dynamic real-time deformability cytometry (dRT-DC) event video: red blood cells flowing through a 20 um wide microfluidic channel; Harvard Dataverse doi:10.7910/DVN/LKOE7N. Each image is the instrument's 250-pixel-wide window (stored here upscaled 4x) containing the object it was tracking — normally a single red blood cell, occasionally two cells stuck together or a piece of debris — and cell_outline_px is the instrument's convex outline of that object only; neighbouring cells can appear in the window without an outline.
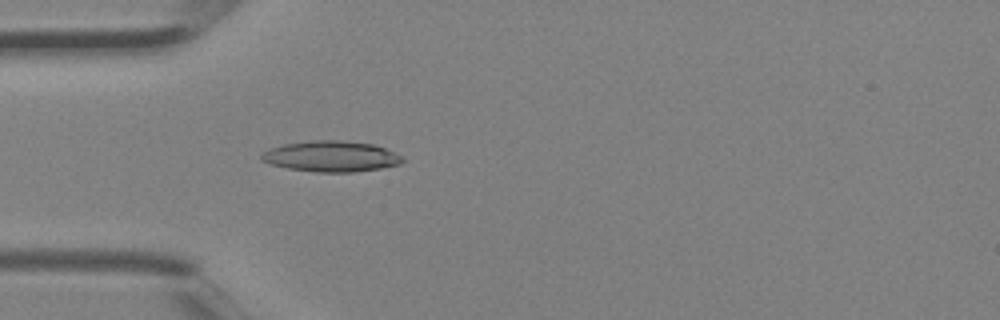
{"species": "Egyptian fruit bat (a non-hibernating species)", "species_latin": "Rousettus aegyptiacus", "temperature_condition": "room temperature", "stored_images_in_passage": 3, "camera_frame_rate_fps": 3000, "um_per_image_px": 0.085, "animal": {"sex": "female"}, "frame": {"image": 1, "passage_image": 3, "time_ms": 0.667, "image_size_px": [1000, 320], "cell_outline_px": [[404, 160], [400, 164], [380, 168], [352, 172], [316, 172], [288, 168], [272, 164], [260, 160], [260, 156], [268, 148], [284, 144], [312, 140], [336, 140], [372, 144], [384, 148], [404, 156]], "centroid_in_image_um": [28.14, 13.29], "position_along_channel_um": 56.9, "area_um2": 25.2}}